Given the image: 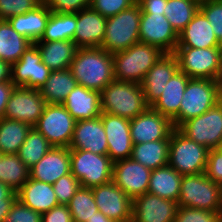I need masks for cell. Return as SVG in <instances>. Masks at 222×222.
Wrapping results in <instances>:
<instances>
[{
  "label": "cell",
  "instance_id": "obj_45",
  "mask_svg": "<svg viewBox=\"0 0 222 222\" xmlns=\"http://www.w3.org/2000/svg\"><path fill=\"white\" fill-rule=\"evenodd\" d=\"M3 222H42V214L16 199Z\"/></svg>",
  "mask_w": 222,
  "mask_h": 222
},
{
  "label": "cell",
  "instance_id": "obj_52",
  "mask_svg": "<svg viewBox=\"0 0 222 222\" xmlns=\"http://www.w3.org/2000/svg\"><path fill=\"white\" fill-rule=\"evenodd\" d=\"M11 80V65L0 59V83Z\"/></svg>",
  "mask_w": 222,
  "mask_h": 222
},
{
  "label": "cell",
  "instance_id": "obj_35",
  "mask_svg": "<svg viewBox=\"0 0 222 222\" xmlns=\"http://www.w3.org/2000/svg\"><path fill=\"white\" fill-rule=\"evenodd\" d=\"M77 13H50L43 35L39 41H73Z\"/></svg>",
  "mask_w": 222,
  "mask_h": 222
},
{
  "label": "cell",
  "instance_id": "obj_42",
  "mask_svg": "<svg viewBox=\"0 0 222 222\" xmlns=\"http://www.w3.org/2000/svg\"><path fill=\"white\" fill-rule=\"evenodd\" d=\"M199 10L208 19L219 40L222 37V0H202Z\"/></svg>",
  "mask_w": 222,
  "mask_h": 222
},
{
  "label": "cell",
  "instance_id": "obj_4",
  "mask_svg": "<svg viewBox=\"0 0 222 222\" xmlns=\"http://www.w3.org/2000/svg\"><path fill=\"white\" fill-rule=\"evenodd\" d=\"M222 100V82L190 78L183 94L178 115L172 120L174 128L200 116Z\"/></svg>",
  "mask_w": 222,
  "mask_h": 222
},
{
  "label": "cell",
  "instance_id": "obj_34",
  "mask_svg": "<svg viewBox=\"0 0 222 222\" xmlns=\"http://www.w3.org/2000/svg\"><path fill=\"white\" fill-rule=\"evenodd\" d=\"M32 127L17 120H0V152L17 154Z\"/></svg>",
  "mask_w": 222,
  "mask_h": 222
},
{
  "label": "cell",
  "instance_id": "obj_38",
  "mask_svg": "<svg viewBox=\"0 0 222 222\" xmlns=\"http://www.w3.org/2000/svg\"><path fill=\"white\" fill-rule=\"evenodd\" d=\"M52 148L48 140L35 128H31L24 143L19 148L17 155L30 169L37 164Z\"/></svg>",
  "mask_w": 222,
  "mask_h": 222
},
{
  "label": "cell",
  "instance_id": "obj_37",
  "mask_svg": "<svg viewBox=\"0 0 222 222\" xmlns=\"http://www.w3.org/2000/svg\"><path fill=\"white\" fill-rule=\"evenodd\" d=\"M199 0H167L164 13L172 28L179 34L198 12Z\"/></svg>",
  "mask_w": 222,
  "mask_h": 222
},
{
  "label": "cell",
  "instance_id": "obj_40",
  "mask_svg": "<svg viewBox=\"0 0 222 222\" xmlns=\"http://www.w3.org/2000/svg\"><path fill=\"white\" fill-rule=\"evenodd\" d=\"M222 212L178 207L174 222H221Z\"/></svg>",
  "mask_w": 222,
  "mask_h": 222
},
{
  "label": "cell",
  "instance_id": "obj_19",
  "mask_svg": "<svg viewBox=\"0 0 222 222\" xmlns=\"http://www.w3.org/2000/svg\"><path fill=\"white\" fill-rule=\"evenodd\" d=\"M178 202L145 193L133 199L131 222H174Z\"/></svg>",
  "mask_w": 222,
  "mask_h": 222
},
{
  "label": "cell",
  "instance_id": "obj_8",
  "mask_svg": "<svg viewBox=\"0 0 222 222\" xmlns=\"http://www.w3.org/2000/svg\"><path fill=\"white\" fill-rule=\"evenodd\" d=\"M208 152L177 128L170 134L168 164L182 176L205 173Z\"/></svg>",
  "mask_w": 222,
  "mask_h": 222
},
{
  "label": "cell",
  "instance_id": "obj_39",
  "mask_svg": "<svg viewBox=\"0 0 222 222\" xmlns=\"http://www.w3.org/2000/svg\"><path fill=\"white\" fill-rule=\"evenodd\" d=\"M67 206L74 222H87L98 211L92 189L81 186Z\"/></svg>",
  "mask_w": 222,
  "mask_h": 222
},
{
  "label": "cell",
  "instance_id": "obj_41",
  "mask_svg": "<svg viewBox=\"0 0 222 222\" xmlns=\"http://www.w3.org/2000/svg\"><path fill=\"white\" fill-rule=\"evenodd\" d=\"M43 0H0V20L25 14L39 6Z\"/></svg>",
  "mask_w": 222,
  "mask_h": 222
},
{
  "label": "cell",
  "instance_id": "obj_49",
  "mask_svg": "<svg viewBox=\"0 0 222 222\" xmlns=\"http://www.w3.org/2000/svg\"><path fill=\"white\" fill-rule=\"evenodd\" d=\"M42 222H74L67 205L59 204L42 214Z\"/></svg>",
  "mask_w": 222,
  "mask_h": 222
},
{
  "label": "cell",
  "instance_id": "obj_54",
  "mask_svg": "<svg viewBox=\"0 0 222 222\" xmlns=\"http://www.w3.org/2000/svg\"><path fill=\"white\" fill-rule=\"evenodd\" d=\"M218 48L220 49L221 55H222V37L219 39Z\"/></svg>",
  "mask_w": 222,
  "mask_h": 222
},
{
  "label": "cell",
  "instance_id": "obj_23",
  "mask_svg": "<svg viewBox=\"0 0 222 222\" xmlns=\"http://www.w3.org/2000/svg\"><path fill=\"white\" fill-rule=\"evenodd\" d=\"M106 20L97 11L87 7L77 12L74 43L78 48L101 47L104 41Z\"/></svg>",
  "mask_w": 222,
  "mask_h": 222
},
{
  "label": "cell",
  "instance_id": "obj_11",
  "mask_svg": "<svg viewBox=\"0 0 222 222\" xmlns=\"http://www.w3.org/2000/svg\"><path fill=\"white\" fill-rule=\"evenodd\" d=\"M177 129L209 150L216 149L222 143V100L200 116L181 123Z\"/></svg>",
  "mask_w": 222,
  "mask_h": 222
},
{
  "label": "cell",
  "instance_id": "obj_29",
  "mask_svg": "<svg viewBox=\"0 0 222 222\" xmlns=\"http://www.w3.org/2000/svg\"><path fill=\"white\" fill-rule=\"evenodd\" d=\"M41 53L42 62L51 71H60L70 68L78 47L74 41H36Z\"/></svg>",
  "mask_w": 222,
  "mask_h": 222
},
{
  "label": "cell",
  "instance_id": "obj_26",
  "mask_svg": "<svg viewBox=\"0 0 222 222\" xmlns=\"http://www.w3.org/2000/svg\"><path fill=\"white\" fill-rule=\"evenodd\" d=\"M17 199L41 214L59 205L51 184L31 178L17 191Z\"/></svg>",
  "mask_w": 222,
  "mask_h": 222
},
{
  "label": "cell",
  "instance_id": "obj_50",
  "mask_svg": "<svg viewBox=\"0 0 222 222\" xmlns=\"http://www.w3.org/2000/svg\"><path fill=\"white\" fill-rule=\"evenodd\" d=\"M142 14H165L167 0H137Z\"/></svg>",
  "mask_w": 222,
  "mask_h": 222
},
{
  "label": "cell",
  "instance_id": "obj_24",
  "mask_svg": "<svg viewBox=\"0 0 222 222\" xmlns=\"http://www.w3.org/2000/svg\"><path fill=\"white\" fill-rule=\"evenodd\" d=\"M62 105L76 121L92 119L101 115L100 92L81 85H76L66 96Z\"/></svg>",
  "mask_w": 222,
  "mask_h": 222
},
{
  "label": "cell",
  "instance_id": "obj_27",
  "mask_svg": "<svg viewBox=\"0 0 222 222\" xmlns=\"http://www.w3.org/2000/svg\"><path fill=\"white\" fill-rule=\"evenodd\" d=\"M51 10L42 2L39 6L7 19L12 28L31 43L39 41L46 28Z\"/></svg>",
  "mask_w": 222,
  "mask_h": 222
},
{
  "label": "cell",
  "instance_id": "obj_13",
  "mask_svg": "<svg viewBox=\"0 0 222 222\" xmlns=\"http://www.w3.org/2000/svg\"><path fill=\"white\" fill-rule=\"evenodd\" d=\"M46 102L39 90L14 87L12 90L4 118L17 120L34 127L43 114Z\"/></svg>",
  "mask_w": 222,
  "mask_h": 222
},
{
  "label": "cell",
  "instance_id": "obj_15",
  "mask_svg": "<svg viewBox=\"0 0 222 222\" xmlns=\"http://www.w3.org/2000/svg\"><path fill=\"white\" fill-rule=\"evenodd\" d=\"M174 129L172 121L148 106L141 114L130 120L133 144L155 140H170Z\"/></svg>",
  "mask_w": 222,
  "mask_h": 222
},
{
  "label": "cell",
  "instance_id": "obj_31",
  "mask_svg": "<svg viewBox=\"0 0 222 222\" xmlns=\"http://www.w3.org/2000/svg\"><path fill=\"white\" fill-rule=\"evenodd\" d=\"M170 140H155L133 144L131 159L139 162L150 170H155L168 164Z\"/></svg>",
  "mask_w": 222,
  "mask_h": 222
},
{
  "label": "cell",
  "instance_id": "obj_7",
  "mask_svg": "<svg viewBox=\"0 0 222 222\" xmlns=\"http://www.w3.org/2000/svg\"><path fill=\"white\" fill-rule=\"evenodd\" d=\"M173 54L179 70L188 77L222 82V55L218 47H176Z\"/></svg>",
  "mask_w": 222,
  "mask_h": 222
},
{
  "label": "cell",
  "instance_id": "obj_14",
  "mask_svg": "<svg viewBox=\"0 0 222 222\" xmlns=\"http://www.w3.org/2000/svg\"><path fill=\"white\" fill-rule=\"evenodd\" d=\"M91 189L98 211L115 222L132 221L133 200L113 181Z\"/></svg>",
  "mask_w": 222,
  "mask_h": 222
},
{
  "label": "cell",
  "instance_id": "obj_2",
  "mask_svg": "<svg viewBox=\"0 0 222 222\" xmlns=\"http://www.w3.org/2000/svg\"><path fill=\"white\" fill-rule=\"evenodd\" d=\"M101 112L133 119L141 114L148 105L145 102L141 85L134 82H110L101 92Z\"/></svg>",
  "mask_w": 222,
  "mask_h": 222
},
{
  "label": "cell",
  "instance_id": "obj_33",
  "mask_svg": "<svg viewBox=\"0 0 222 222\" xmlns=\"http://www.w3.org/2000/svg\"><path fill=\"white\" fill-rule=\"evenodd\" d=\"M32 43L18 34L7 20H0V59L12 65Z\"/></svg>",
  "mask_w": 222,
  "mask_h": 222
},
{
  "label": "cell",
  "instance_id": "obj_30",
  "mask_svg": "<svg viewBox=\"0 0 222 222\" xmlns=\"http://www.w3.org/2000/svg\"><path fill=\"white\" fill-rule=\"evenodd\" d=\"M182 178L169 164L152 170L147 193L178 202Z\"/></svg>",
  "mask_w": 222,
  "mask_h": 222
},
{
  "label": "cell",
  "instance_id": "obj_21",
  "mask_svg": "<svg viewBox=\"0 0 222 222\" xmlns=\"http://www.w3.org/2000/svg\"><path fill=\"white\" fill-rule=\"evenodd\" d=\"M178 70L175 55L164 53L147 72L140 85L148 106H151L162 95L165 85Z\"/></svg>",
  "mask_w": 222,
  "mask_h": 222
},
{
  "label": "cell",
  "instance_id": "obj_36",
  "mask_svg": "<svg viewBox=\"0 0 222 222\" xmlns=\"http://www.w3.org/2000/svg\"><path fill=\"white\" fill-rule=\"evenodd\" d=\"M29 179V168L17 154L0 156V181L17 192Z\"/></svg>",
  "mask_w": 222,
  "mask_h": 222
},
{
  "label": "cell",
  "instance_id": "obj_53",
  "mask_svg": "<svg viewBox=\"0 0 222 222\" xmlns=\"http://www.w3.org/2000/svg\"><path fill=\"white\" fill-rule=\"evenodd\" d=\"M87 222H115L106 217L101 211H97L95 215L88 219Z\"/></svg>",
  "mask_w": 222,
  "mask_h": 222
},
{
  "label": "cell",
  "instance_id": "obj_5",
  "mask_svg": "<svg viewBox=\"0 0 222 222\" xmlns=\"http://www.w3.org/2000/svg\"><path fill=\"white\" fill-rule=\"evenodd\" d=\"M141 8L136 2L130 8L108 17L101 48L113 54L139 43Z\"/></svg>",
  "mask_w": 222,
  "mask_h": 222
},
{
  "label": "cell",
  "instance_id": "obj_16",
  "mask_svg": "<svg viewBox=\"0 0 222 222\" xmlns=\"http://www.w3.org/2000/svg\"><path fill=\"white\" fill-rule=\"evenodd\" d=\"M139 42L156 46L164 53H174L178 34L165 14H141Z\"/></svg>",
  "mask_w": 222,
  "mask_h": 222
},
{
  "label": "cell",
  "instance_id": "obj_1",
  "mask_svg": "<svg viewBox=\"0 0 222 222\" xmlns=\"http://www.w3.org/2000/svg\"><path fill=\"white\" fill-rule=\"evenodd\" d=\"M69 69L77 85L99 92L115 80L113 55L101 47L78 48Z\"/></svg>",
  "mask_w": 222,
  "mask_h": 222
},
{
  "label": "cell",
  "instance_id": "obj_25",
  "mask_svg": "<svg viewBox=\"0 0 222 222\" xmlns=\"http://www.w3.org/2000/svg\"><path fill=\"white\" fill-rule=\"evenodd\" d=\"M219 40L205 15L198 10L188 25L178 34L177 47H218Z\"/></svg>",
  "mask_w": 222,
  "mask_h": 222
},
{
  "label": "cell",
  "instance_id": "obj_6",
  "mask_svg": "<svg viewBox=\"0 0 222 222\" xmlns=\"http://www.w3.org/2000/svg\"><path fill=\"white\" fill-rule=\"evenodd\" d=\"M178 207L222 212V186L208 178L205 173L184 175Z\"/></svg>",
  "mask_w": 222,
  "mask_h": 222
},
{
  "label": "cell",
  "instance_id": "obj_32",
  "mask_svg": "<svg viewBox=\"0 0 222 222\" xmlns=\"http://www.w3.org/2000/svg\"><path fill=\"white\" fill-rule=\"evenodd\" d=\"M76 85L77 81L70 69L51 71L49 78L39 91L46 104H62Z\"/></svg>",
  "mask_w": 222,
  "mask_h": 222
},
{
  "label": "cell",
  "instance_id": "obj_48",
  "mask_svg": "<svg viewBox=\"0 0 222 222\" xmlns=\"http://www.w3.org/2000/svg\"><path fill=\"white\" fill-rule=\"evenodd\" d=\"M16 199L17 192L0 181V222L4 221L5 216L10 211Z\"/></svg>",
  "mask_w": 222,
  "mask_h": 222
},
{
  "label": "cell",
  "instance_id": "obj_43",
  "mask_svg": "<svg viewBox=\"0 0 222 222\" xmlns=\"http://www.w3.org/2000/svg\"><path fill=\"white\" fill-rule=\"evenodd\" d=\"M59 204L67 205L80 187V182L71 174L62 176L53 185Z\"/></svg>",
  "mask_w": 222,
  "mask_h": 222
},
{
  "label": "cell",
  "instance_id": "obj_22",
  "mask_svg": "<svg viewBox=\"0 0 222 222\" xmlns=\"http://www.w3.org/2000/svg\"><path fill=\"white\" fill-rule=\"evenodd\" d=\"M70 172V149L52 147L37 164L29 169V178L53 185Z\"/></svg>",
  "mask_w": 222,
  "mask_h": 222
},
{
  "label": "cell",
  "instance_id": "obj_47",
  "mask_svg": "<svg viewBox=\"0 0 222 222\" xmlns=\"http://www.w3.org/2000/svg\"><path fill=\"white\" fill-rule=\"evenodd\" d=\"M91 0H43L53 13H77L90 7Z\"/></svg>",
  "mask_w": 222,
  "mask_h": 222
},
{
  "label": "cell",
  "instance_id": "obj_12",
  "mask_svg": "<svg viewBox=\"0 0 222 222\" xmlns=\"http://www.w3.org/2000/svg\"><path fill=\"white\" fill-rule=\"evenodd\" d=\"M51 70L42 62L35 43L24 51L21 58L11 65V81L15 87L39 90L47 81Z\"/></svg>",
  "mask_w": 222,
  "mask_h": 222
},
{
  "label": "cell",
  "instance_id": "obj_46",
  "mask_svg": "<svg viewBox=\"0 0 222 222\" xmlns=\"http://www.w3.org/2000/svg\"><path fill=\"white\" fill-rule=\"evenodd\" d=\"M205 174L222 186V143L216 149L209 150Z\"/></svg>",
  "mask_w": 222,
  "mask_h": 222
},
{
  "label": "cell",
  "instance_id": "obj_3",
  "mask_svg": "<svg viewBox=\"0 0 222 222\" xmlns=\"http://www.w3.org/2000/svg\"><path fill=\"white\" fill-rule=\"evenodd\" d=\"M163 54L158 47L140 42L113 53L115 80L140 84Z\"/></svg>",
  "mask_w": 222,
  "mask_h": 222
},
{
  "label": "cell",
  "instance_id": "obj_17",
  "mask_svg": "<svg viewBox=\"0 0 222 222\" xmlns=\"http://www.w3.org/2000/svg\"><path fill=\"white\" fill-rule=\"evenodd\" d=\"M152 170L131 158L113 163L112 181L132 200L147 193Z\"/></svg>",
  "mask_w": 222,
  "mask_h": 222
},
{
  "label": "cell",
  "instance_id": "obj_18",
  "mask_svg": "<svg viewBox=\"0 0 222 222\" xmlns=\"http://www.w3.org/2000/svg\"><path fill=\"white\" fill-rule=\"evenodd\" d=\"M101 120L108 141V156L113 162L131 157L133 141L130 134V120L101 112Z\"/></svg>",
  "mask_w": 222,
  "mask_h": 222
},
{
  "label": "cell",
  "instance_id": "obj_10",
  "mask_svg": "<svg viewBox=\"0 0 222 222\" xmlns=\"http://www.w3.org/2000/svg\"><path fill=\"white\" fill-rule=\"evenodd\" d=\"M76 120L62 104H46L43 114L33 128L40 132L52 147H65L73 138Z\"/></svg>",
  "mask_w": 222,
  "mask_h": 222
},
{
  "label": "cell",
  "instance_id": "obj_51",
  "mask_svg": "<svg viewBox=\"0 0 222 222\" xmlns=\"http://www.w3.org/2000/svg\"><path fill=\"white\" fill-rule=\"evenodd\" d=\"M14 87L15 86L11 80L0 83V120L4 118L5 109Z\"/></svg>",
  "mask_w": 222,
  "mask_h": 222
},
{
  "label": "cell",
  "instance_id": "obj_20",
  "mask_svg": "<svg viewBox=\"0 0 222 222\" xmlns=\"http://www.w3.org/2000/svg\"><path fill=\"white\" fill-rule=\"evenodd\" d=\"M70 150L108 155V141L101 117L76 121Z\"/></svg>",
  "mask_w": 222,
  "mask_h": 222
},
{
  "label": "cell",
  "instance_id": "obj_9",
  "mask_svg": "<svg viewBox=\"0 0 222 222\" xmlns=\"http://www.w3.org/2000/svg\"><path fill=\"white\" fill-rule=\"evenodd\" d=\"M113 163L108 155L70 150L71 174L81 187L94 188L111 182Z\"/></svg>",
  "mask_w": 222,
  "mask_h": 222
},
{
  "label": "cell",
  "instance_id": "obj_28",
  "mask_svg": "<svg viewBox=\"0 0 222 222\" xmlns=\"http://www.w3.org/2000/svg\"><path fill=\"white\" fill-rule=\"evenodd\" d=\"M190 77L178 70L165 85L162 95L151 105L171 121L178 115L181 100Z\"/></svg>",
  "mask_w": 222,
  "mask_h": 222
},
{
  "label": "cell",
  "instance_id": "obj_44",
  "mask_svg": "<svg viewBox=\"0 0 222 222\" xmlns=\"http://www.w3.org/2000/svg\"><path fill=\"white\" fill-rule=\"evenodd\" d=\"M136 2L137 0H91L90 7L108 18L130 8Z\"/></svg>",
  "mask_w": 222,
  "mask_h": 222
}]
</instances>
